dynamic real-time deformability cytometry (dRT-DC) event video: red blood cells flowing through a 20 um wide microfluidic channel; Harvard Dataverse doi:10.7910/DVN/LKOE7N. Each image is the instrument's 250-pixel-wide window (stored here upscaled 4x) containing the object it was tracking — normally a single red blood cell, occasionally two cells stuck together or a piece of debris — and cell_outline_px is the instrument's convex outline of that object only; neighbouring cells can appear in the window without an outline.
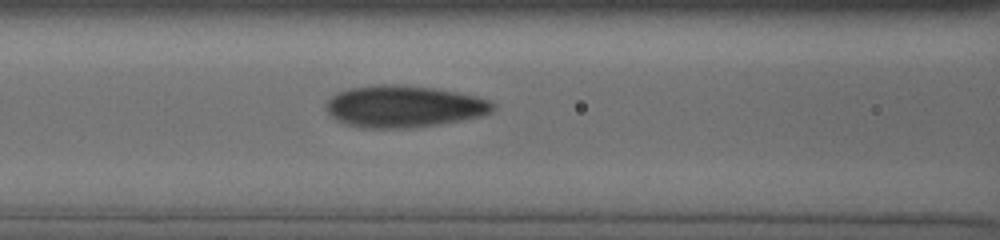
{"species": "human", "species_latin": "Homo sapiens", "temperature_condition": "cold", "stored_images_in_passage": 12, "camera_frame_rate_fps": 3000, "um_per_image_px": 0.085, "donor": {"sex": "male"}, "frame": {"image": 1, "passage_image": 9, "time_ms": 3.0, "image_size_px": [1000, 240], "cell_outline_px": [[496, 104], [492, 112], [484, 116], [440, 124], [416, 128], [364, 128], [344, 124], [336, 120], [328, 112], [328, 100], [332, 96], [340, 92], [352, 88], [380, 84], [392, 84], [432, 88], [476, 96], [488, 100]], "centroid_in_image_um": [34.37, 9.07], "position_along_channel_um": 132.2, "area_um2": 40.52}}
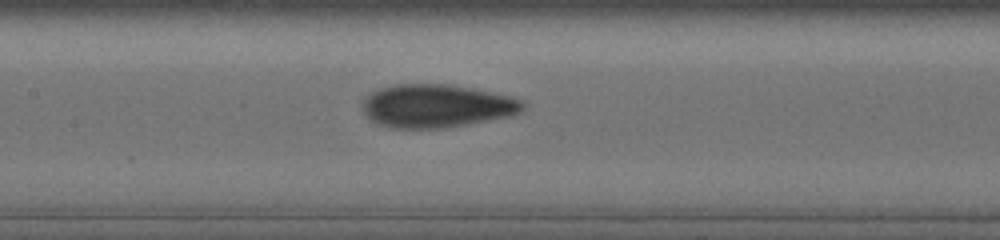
{"frame": {"image": 2, "passage_image": 12, "time_ms": 4.0, "image_size_px": [1000, 240], "cell_outline_px": [[524, 108], [520, 112], [508, 116], [464, 124], [440, 128], [392, 128], [376, 124], [364, 112], [364, 100], [372, 92], [380, 88], [392, 84], [448, 84], [472, 88], [492, 92], [524, 100]], "centroid_in_image_um": [37.1, 8.99], "position_along_channel_um": 170.3, "area_um2": 39.94}}